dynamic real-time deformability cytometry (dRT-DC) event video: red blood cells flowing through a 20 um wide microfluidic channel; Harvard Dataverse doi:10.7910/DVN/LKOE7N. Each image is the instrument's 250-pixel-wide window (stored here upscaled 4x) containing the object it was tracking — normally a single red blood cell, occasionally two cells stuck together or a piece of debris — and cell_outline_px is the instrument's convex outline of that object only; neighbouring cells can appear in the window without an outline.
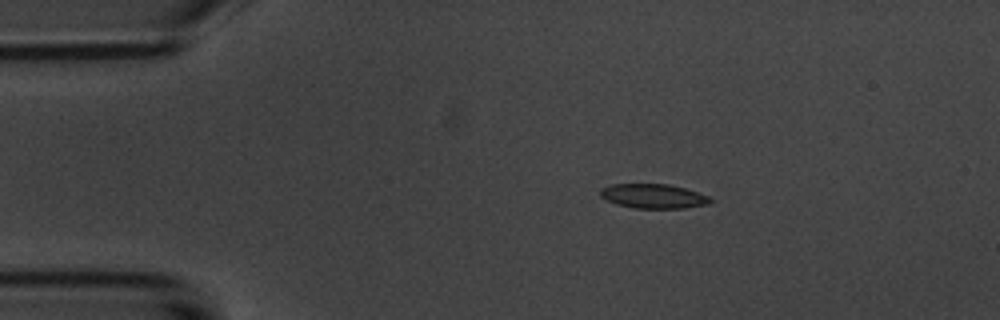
{"species": "common noctule bat (a hibernating species)", "species_latin": "Nyctalus noctula", "temperature_condition": "room temperature", "stored_images_in_passage": 4, "camera_frame_rate_fps": 3000, "um_per_image_px": 0.085, "animal": {"sex": "male", "body_mass_g": 20.1, "forearm_length_mm": 53.5}, "frame": {"image": 1, "passage_image": 1, "time_ms": 0.0, "image_size_px": [1000, 320], "cell_outline_px": [[712, 200], [708, 204], [684, 208], [632, 208], [616, 204], [600, 196], [600, 188], [612, 184], [668, 184], [684, 188], [708, 196]], "centroid_in_image_um": [55.5, 16.67], "position_along_channel_um": 29.5, "area_um2": 15.55}}
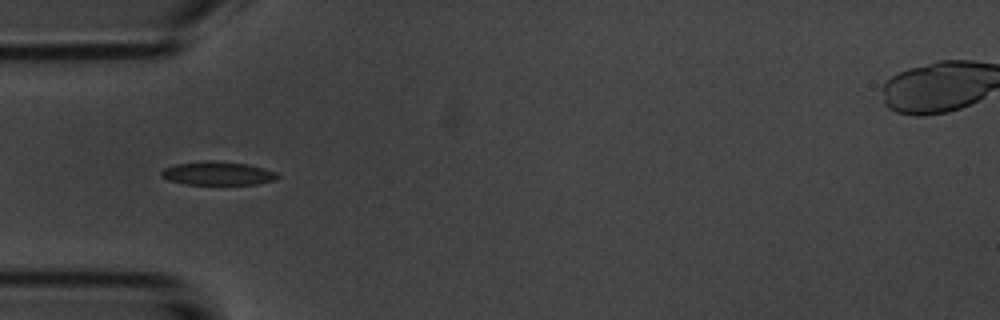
{"frame": {"image": 2, "passage_image": 3, "time_ms": 2.333, "image_size_px": [1000, 320], "cell_outline_px": [[280, 176], [276, 180], [256, 184], [184, 184], [168, 180], [160, 176], [160, 172], [164, 168], [176, 164], [208, 160], [212, 160], [248, 164], [264, 168], [276, 172]], "centroid_in_image_um": [18.51, 14.73], "position_along_channel_um": 66.5, "area_um2": 16.01}}